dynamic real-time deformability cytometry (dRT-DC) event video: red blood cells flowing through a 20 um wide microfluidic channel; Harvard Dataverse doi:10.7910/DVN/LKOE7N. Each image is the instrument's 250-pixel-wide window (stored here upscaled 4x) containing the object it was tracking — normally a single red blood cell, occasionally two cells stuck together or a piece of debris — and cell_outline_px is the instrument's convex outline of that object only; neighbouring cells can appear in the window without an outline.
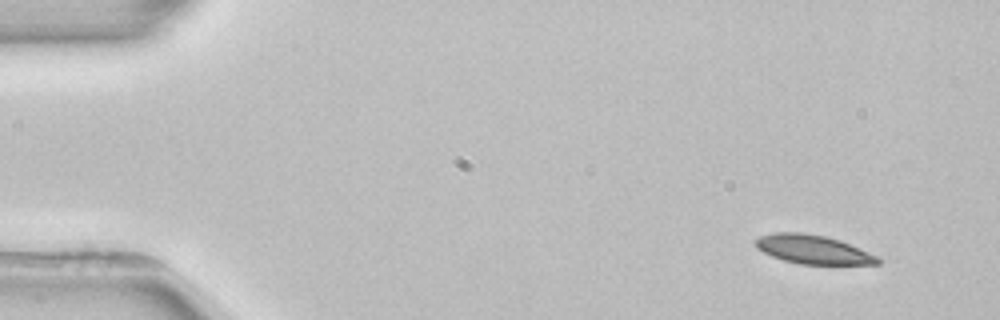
{"species": "common noctule bat (a hibernating species)", "species_latin": "Nyctalus noctula", "temperature_condition": "room temperature", "stored_images_in_passage": 3, "camera_frame_rate_fps": 3000, "um_per_image_px": 0.085, "animal": {"sex": "female", "body_mass_g": 22.7, "forearm_length_mm": 54.2}, "frame": {"image": 1, "passage_image": 1, "time_ms": 0.0, "image_size_px": [1000, 320], "cell_outline_px": [[884, 260], [880, 264], [800, 264], [784, 260], [772, 256], [756, 248], [756, 240], [760, 236], [772, 232], [804, 232], [824, 236], [840, 240], [880, 256]], "centroid_in_image_um": [69.17, 21.2], "position_along_channel_um": 15.8, "area_um2": 20.69}}
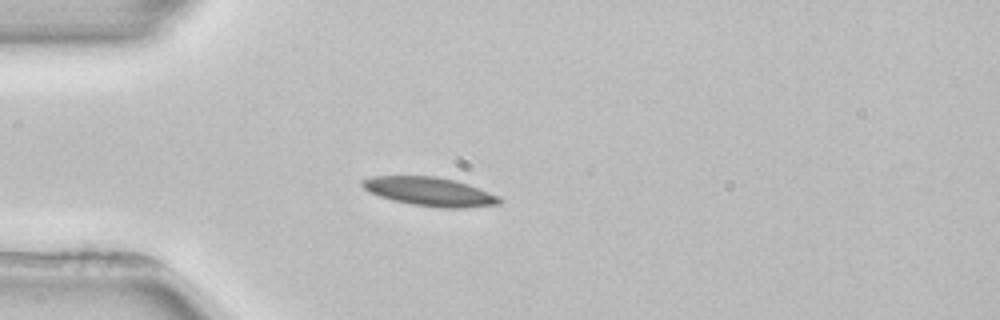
{"frame": {"image": 2, "passage_image": 3, "time_ms": 3.333, "image_size_px": [1000, 320], "cell_outline_px": [[500, 204], [464, 208], [440, 208], [412, 204], [392, 200], [368, 192], [360, 184], [360, 180], [372, 176], [436, 176], [456, 180], [468, 184], [500, 196]], "centroid_in_image_um": [36.51, 16.28], "position_along_channel_um": 48.5, "area_um2": 23.12}}